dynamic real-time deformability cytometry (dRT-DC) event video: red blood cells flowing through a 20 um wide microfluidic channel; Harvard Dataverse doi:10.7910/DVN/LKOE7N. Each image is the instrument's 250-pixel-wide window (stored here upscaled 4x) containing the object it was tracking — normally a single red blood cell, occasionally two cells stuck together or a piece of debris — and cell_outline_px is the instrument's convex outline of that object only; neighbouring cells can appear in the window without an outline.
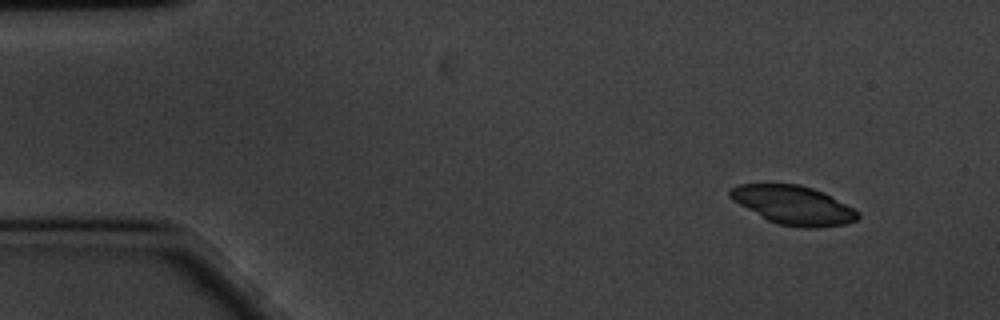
{"species": "common noctule bat (a hibernating species)", "species_latin": "Nyctalus noctula", "temperature_condition": "cold", "stored_images_in_passage": 12, "camera_frame_rate_fps": 3000, "um_per_image_px": 0.085, "animal": {"sex": "male", "body_mass_g": 20.1, "forearm_length_mm": 53.5}, "frame": {"image": 1, "passage_image": 1, "time_ms": 0.0, "image_size_px": [1000, 320], "cell_outline_px": [[860, 216], [856, 220], [844, 224], [816, 228], [800, 228], [776, 224], [768, 220], [732, 200], [728, 196], [728, 192], [732, 188], [740, 184], [800, 184], [824, 192], [860, 212]], "centroid_in_image_um": [67.45, 17.44], "position_along_channel_um": 17.6, "area_um2": 28.84}}